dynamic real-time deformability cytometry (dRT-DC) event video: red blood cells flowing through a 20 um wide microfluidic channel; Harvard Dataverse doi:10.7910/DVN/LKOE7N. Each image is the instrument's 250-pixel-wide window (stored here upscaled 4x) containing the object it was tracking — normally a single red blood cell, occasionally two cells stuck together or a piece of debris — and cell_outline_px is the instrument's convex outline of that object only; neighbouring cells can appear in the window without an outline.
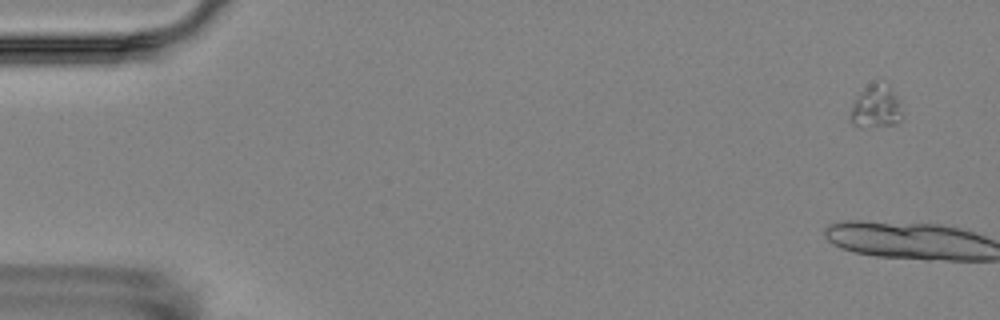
{"species": "Egyptian fruit bat (a non-hibernating species)", "species_latin": "Rousettus aegyptiacus", "temperature_condition": "room temperature", "stored_images_in_passage": 6, "camera_frame_rate_fps": 3000, "um_per_image_px": 0.085, "animal": {"sex": "female"}, "frame": {"image": 1, "passage_image": 1, "time_ms": 0.0, "image_size_px": [1000, 320], "cell_outline_px": [[904, 116], [896, 124], [860, 128], [852, 124], [848, 120], [848, 116], [852, 104], [860, 92], [872, 80], [876, 80], [892, 88], [900, 96]], "centroid_in_image_um": [74.48, 9.06], "position_along_channel_um": 10.5, "area_um2": 13.81}}